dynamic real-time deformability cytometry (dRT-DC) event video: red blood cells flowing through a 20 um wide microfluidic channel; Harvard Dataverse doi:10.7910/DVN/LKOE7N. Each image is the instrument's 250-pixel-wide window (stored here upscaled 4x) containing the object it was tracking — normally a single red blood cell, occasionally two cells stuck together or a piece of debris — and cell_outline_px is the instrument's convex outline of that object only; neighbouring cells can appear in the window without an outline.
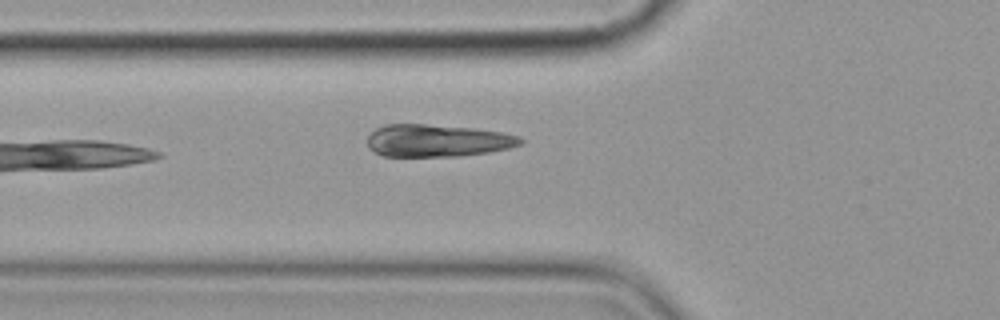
{"species": "common noctule bat (a hibernating species)", "species_latin": "Nyctalus noctula", "temperature_condition": "cold", "stored_images_in_passage": 3, "camera_frame_rate_fps": 3000, "um_per_image_px": 0.085, "animal": {"sex": "female", "body_mass_g": 19.9}, "frame": {"image": 1, "passage_image": 3, "time_ms": 3.333, "image_size_px": [1000, 320], "cell_outline_px": [[524, 140], [520, 144], [508, 148], [488, 152], [460, 156], [384, 156], [368, 148], [368, 136], [376, 128], [384, 124], [424, 124], [476, 128], [500, 132], [520, 136]], "centroid_in_image_um": [37.17, 11.94], "position_along_channel_um": 88.6, "area_um2": 28.84}}